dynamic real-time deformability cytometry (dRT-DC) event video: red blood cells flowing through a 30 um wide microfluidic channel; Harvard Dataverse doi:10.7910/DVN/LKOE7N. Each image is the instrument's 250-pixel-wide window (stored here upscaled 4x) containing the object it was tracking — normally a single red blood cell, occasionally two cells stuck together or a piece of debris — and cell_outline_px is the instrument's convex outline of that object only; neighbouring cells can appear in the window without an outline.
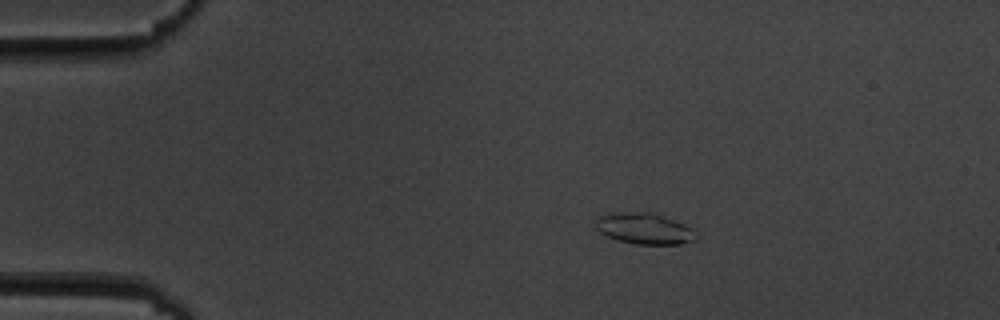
{"species": "common noctule bat (a hibernating species)", "species_latin": "Nyctalus noctula", "temperature_condition": "cold", "stored_images_in_passage": 6, "camera_frame_rate_fps": 3000, "um_per_image_px": 0.085, "animal": {"sex": "male", "body_mass_g": 19.5, "forearm_length_mm": 54.6}, "frame": {"image": 1, "passage_image": 2, "time_ms": 1.0, "image_size_px": [1000, 320], "cell_outline_px": [[696, 240], [680, 244], [636, 244], [616, 240], [600, 232], [596, 228], [596, 220], [600, 216], [612, 212], [648, 212], [684, 224], [692, 228]], "centroid_in_image_um": [54.73, 19.44], "position_along_channel_um": 30.3, "area_um2": 17.92}}
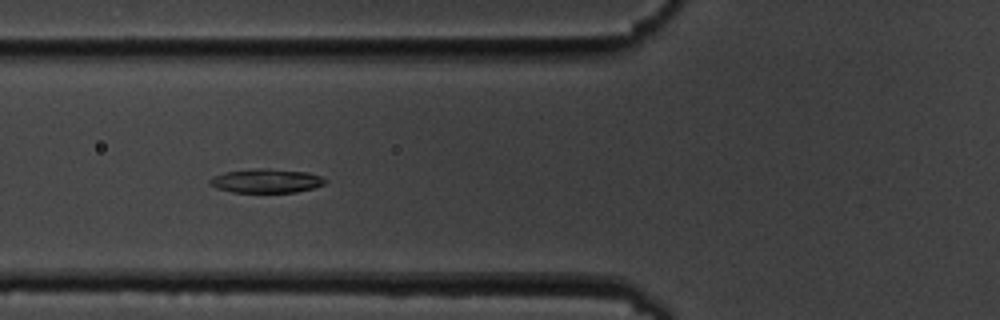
{"frame": {"image": 2, "passage_image": 5, "time_ms": 4.667, "image_size_px": [1000, 320], "cell_outline_px": [[328, 180], [324, 184], [312, 188], [296, 192], [232, 192], [216, 188], [208, 184], [208, 180], [212, 176], [224, 172], [256, 168], [268, 168], [308, 172], [320, 176]], "centroid_in_image_um": [22.59, 15.36], "position_along_channel_um": 103.2, "area_um2": 16.24}}
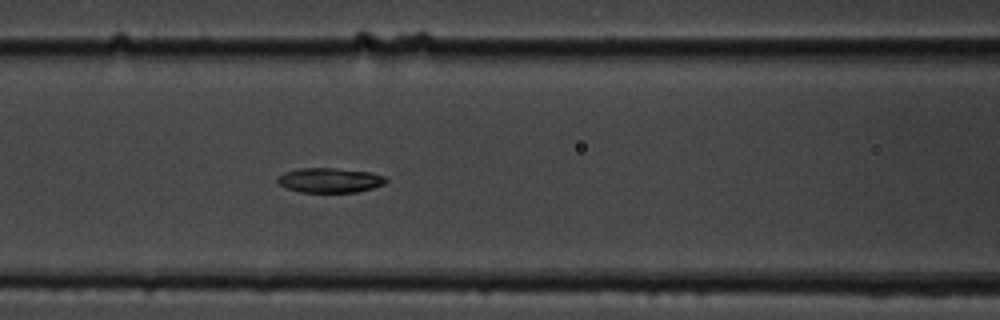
{"frame": {"image": 3, "passage_image": 6, "time_ms": 5.667, "image_size_px": [1000, 320], "cell_outline_px": [[388, 180], [384, 184], [372, 188], [356, 192], [300, 192], [276, 184], [276, 176], [284, 172], [300, 168], [332, 168], [372, 172], [384, 176]], "centroid_in_image_um": [27.99, 15.32], "position_along_channel_um": 138.6, "area_um2": 15.72}}